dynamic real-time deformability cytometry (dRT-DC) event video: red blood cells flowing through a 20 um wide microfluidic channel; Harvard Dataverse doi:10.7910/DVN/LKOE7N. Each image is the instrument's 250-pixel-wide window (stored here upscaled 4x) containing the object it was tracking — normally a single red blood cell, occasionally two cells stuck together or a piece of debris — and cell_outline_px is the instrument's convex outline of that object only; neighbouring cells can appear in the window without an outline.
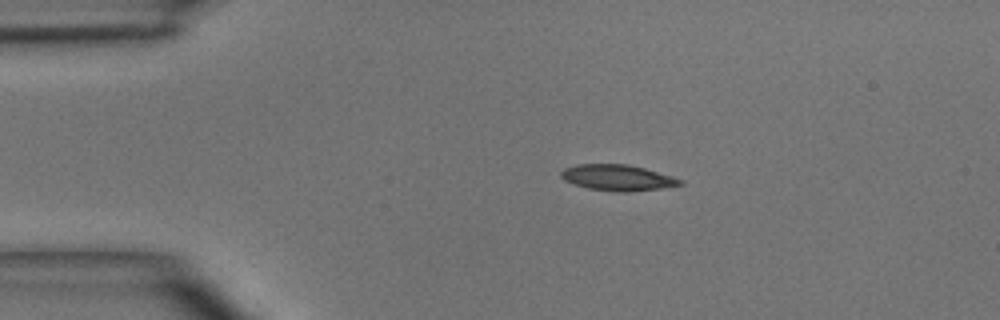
{"species": "common noctule bat (a hibernating species)", "species_latin": "Nyctalus noctula", "temperature_condition": "room temperature", "stored_images_in_passage": 2, "camera_frame_rate_fps": 3000, "um_per_image_px": 0.085, "animal": {"sex": "male", "body_mass_g": 15.6}, "frame": {"image": 1, "passage_image": 1, "time_ms": 0.0, "image_size_px": [1000, 320], "cell_outline_px": [[684, 184], [660, 188], [628, 192], [616, 192], [588, 188], [564, 180], [560, 176], [560, 172], [564, 168], [576, 164], [628, 164], [644, 168], [672, 176], [684, 180]], "centroid_in_image_um": [52.49, 15.09], "position_along_channel_um": 32.5, "area_um2": 17.98}}